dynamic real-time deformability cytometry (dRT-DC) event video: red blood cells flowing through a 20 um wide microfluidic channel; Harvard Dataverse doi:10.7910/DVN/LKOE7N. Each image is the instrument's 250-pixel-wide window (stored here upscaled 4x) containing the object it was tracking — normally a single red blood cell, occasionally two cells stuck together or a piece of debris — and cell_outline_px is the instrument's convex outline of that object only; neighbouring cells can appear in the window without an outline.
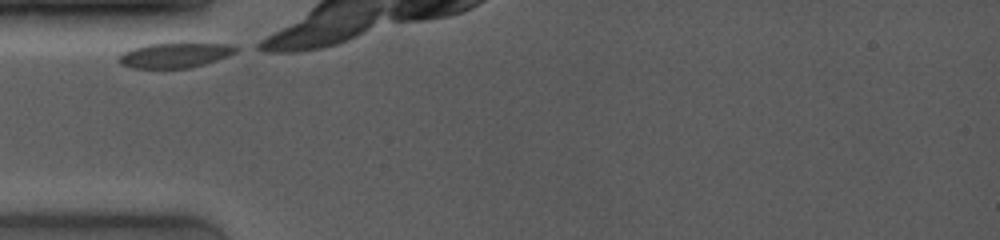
{"species": "common noctule bat (a hibernating species)", "species_latin": "Nyctalus noctula", "temperature_condition": "room temperature", "stored_images_in_passage": 20, "camera_frame_rate_fps": 4000, "um_per_image_px": 0.085, "animal": {"sex": "female", "body_mass_g": 19.0, "forearm_length_mm": 53.3}, "frame": {"image": 1, "passage_image": 1, "time_ms": 0.0, "image_size_px": [1000, 240], "cell_outline_px": [[240, 48], [236, 52], [228, 56], [204, 64], [188, 68], [132, 68], [120, 64], [116, 60], [124, 52], [132, 48], [148, 44], [228, 44]], "centroid_in_image_um": [14.83, 4.71], "position_along_channel_um": 70.2, "area_um2": 16.76}}